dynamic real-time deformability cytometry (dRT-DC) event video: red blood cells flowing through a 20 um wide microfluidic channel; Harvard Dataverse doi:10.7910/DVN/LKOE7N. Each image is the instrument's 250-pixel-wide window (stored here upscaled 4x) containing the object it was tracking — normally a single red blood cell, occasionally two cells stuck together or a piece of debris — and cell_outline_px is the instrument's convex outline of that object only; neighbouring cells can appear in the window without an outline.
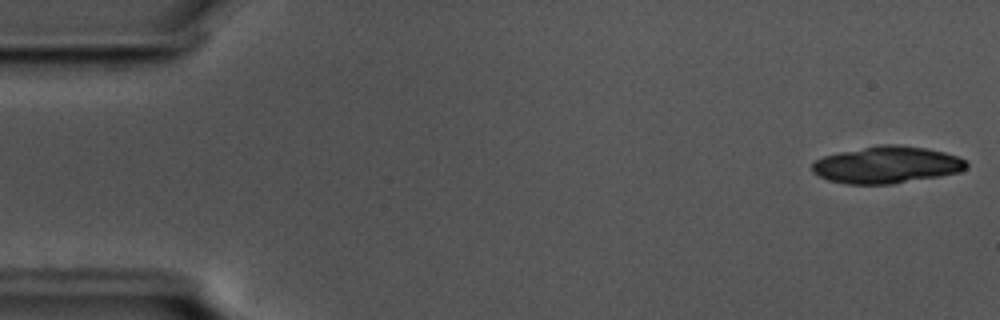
{"species": "common noctule bat (a hibernating species)", "species_latin": "Nyctalus noctula", "temperature_condition": "cold", "stored_images_in_passage": 4, "camera_frame_rate_fps": 3000, "um_per_image_px": 0.085, "animal": {"sex": "male", "body_mass_g": 17.5, "forearm_length_mm": 52.3}, "frame": {"image": 1, "passage_image": 1, "time_ms": 0.0, "image_size_px": [1000, 320], "cell_outline_px": [[968, 168], [960, 172], [940, 176], [892, 184], [848, 184], [828, 180], [812, 172], [812, 164], [816, 160], [824, 156], [840, 152], [880, 144], [900, 144], [924, 148], [944, 152], [956, 156], [964, 160], [968, 164]], "centroid_in_image_um": [75.39, 14.01], "position_along_channel_um": 9.6, "area_um2": 33.18}}